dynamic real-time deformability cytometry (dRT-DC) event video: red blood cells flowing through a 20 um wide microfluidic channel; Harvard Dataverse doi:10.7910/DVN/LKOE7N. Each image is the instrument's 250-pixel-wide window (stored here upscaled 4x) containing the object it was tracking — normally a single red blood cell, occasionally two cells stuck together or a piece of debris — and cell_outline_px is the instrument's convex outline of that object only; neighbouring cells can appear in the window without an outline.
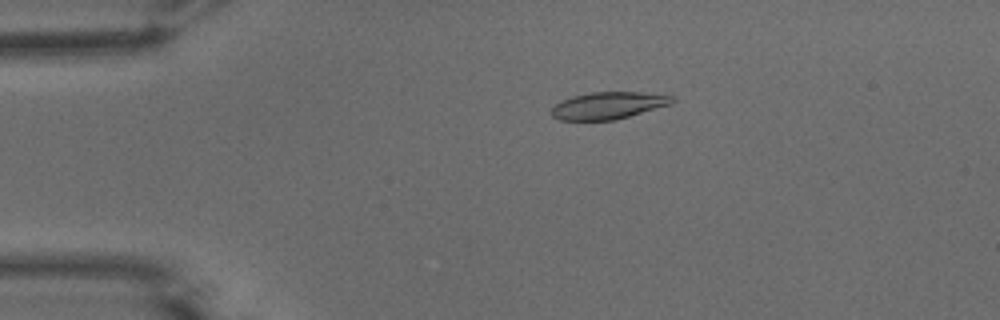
{"species": "common noctule bat (a hibernating species)", "species_latin": "Nyctalus noctula", "temperature_condition": "warm", "stored_images_in_passage": 47, "camera_frame_rate_fps": 3000, "um_per_image_px": 0.085, "animal": {"sex": "male", "body_mass_g": 15.6}, "frame": {"image": 1, "passage_image": 5, "time_ms": 1.333, "image_size_px": [1000, 320], "cell_outline_px": [[676, 100], [672, 104], [616, 120], [560, 120], [552, 116], [552, 108], [560, 100], [572, 96], [592, 92], [640, 92], [676, 96]], "centroid_in_image_um": [51.74, 8.96], "position_along_channel_um": 33.3, "area_um2": 19.19}}
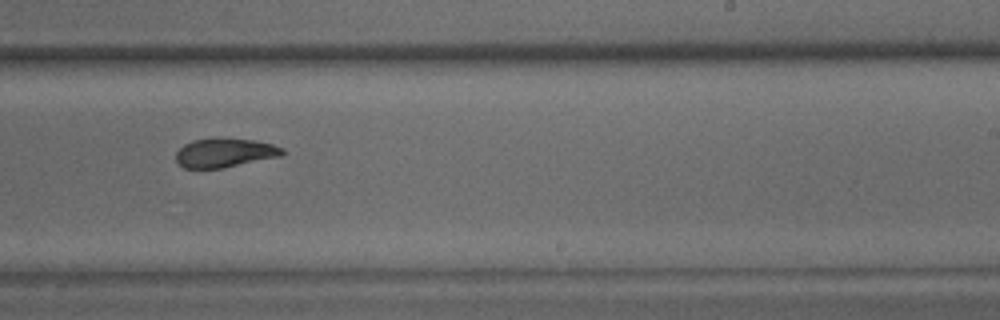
{"frame": {"image": 2, "passage_image": 27, "time_ms": 8.667, "image_size_px": [1000, 320], "cell_outline_px": [[284, 152], [280, 156], [220, 168], [184, 168], [176, 160], [176, 152], [184, 144], [192, 140], [252, 140], [272, 144], [284, 148]], "centroid_in_image_um": [19.08, 13.01], "position_along_channel_um": 269.9, "area_um2": 17.22}}
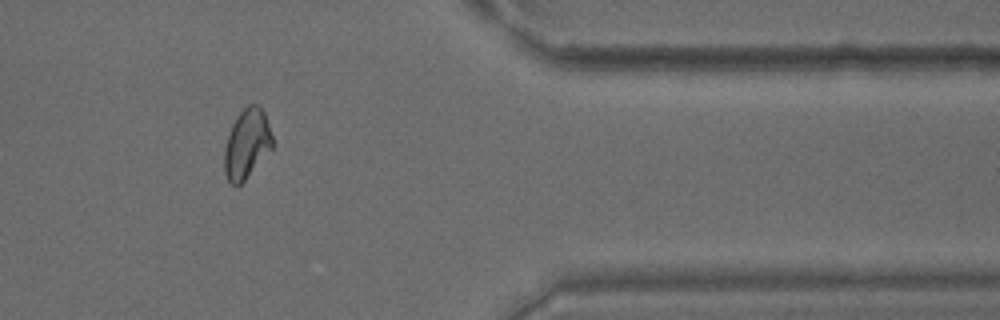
{"frame": {"image": 3, "passage_image": 38, "time_ms": 12.333, "image_size_px": [1000, 320], "cell_outline_px": [[272, 148], [244, 180], [236, 188], [228, 180], [224, 172], [224, 148], [232, 124], [236, 116], [248, 104], [260, 104], [264, 112], [272, 136]], "centroid_in_image_um": [20.96, 12.21], "position_along_channel_um": 390.4, "area_um2": 19.36}, "authors_computed_cell_mechanics": {"area_um2": 19.4786, "velocity_mm_per_s": 3.8302, "shape_relaxation_time_tau1_ms": 9.6876, "shape_relaxation_time_tau2_ms": 2.1956, "deformation_change_tau1": 0.2452, "deformation_change_tau2": 0.0761}}